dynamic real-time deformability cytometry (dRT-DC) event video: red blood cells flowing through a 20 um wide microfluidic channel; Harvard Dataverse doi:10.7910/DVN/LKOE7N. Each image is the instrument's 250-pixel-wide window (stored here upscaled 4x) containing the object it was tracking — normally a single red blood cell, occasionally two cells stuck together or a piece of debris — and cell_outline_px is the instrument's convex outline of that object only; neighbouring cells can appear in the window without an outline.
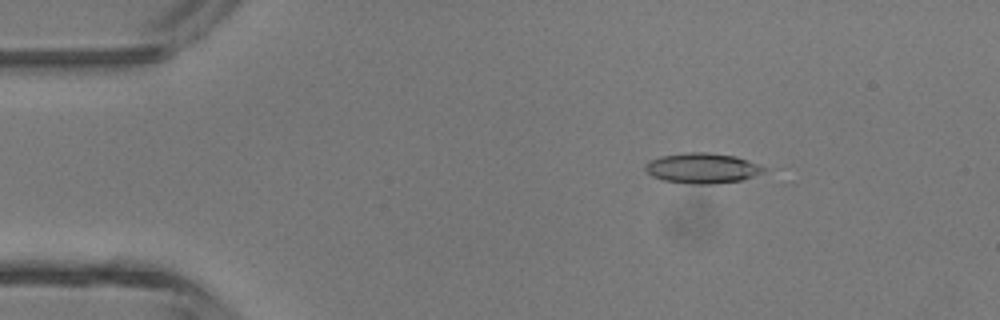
{"species": "common noctule bat (a hibernating species)", "species_latin": "Nyctalus noctula", "temperature_condition": "room temperature", "stored_images_in_passage": 44, "camera_frame_rate_fps": 3000, "um_per_image_px": 0.085, "animal": {"sex": "male", "body_mass_g": 13.3}, "frame": {"image": 1, "passage_image": 6, "time_ms": 1.667, "image_size_px": [1000, 320], "cell_outline_px": [[768, 168], [764, 172], [740, 180], [716, 184], [692, 184], [664, 180], [652, 176], [644, 168], [644, 164], [648, 160], [660, 156], [688, 152], [704, 152], [736, 156], [748, 160]], "centroid_in_image_um": [59.68, 14.29], "position_along_channel_um": 25.3, "area_um2": 20.98}}
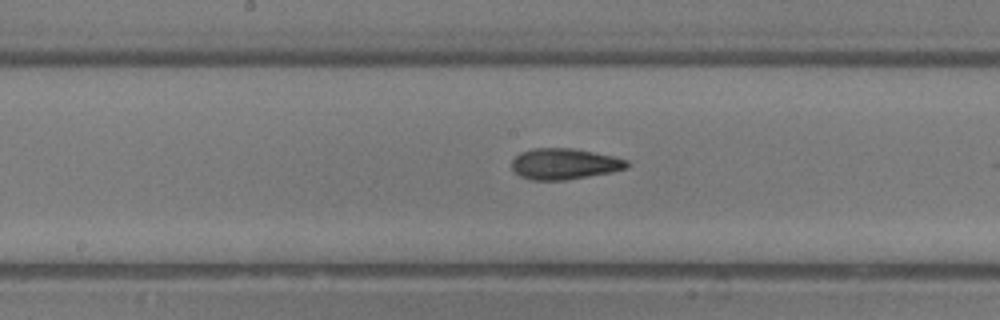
{"frame": {"image": 2, "passage_image": 22, "time_ms": 7.0, "image_size_px": [1000, 320], "cell_outline_px": [[628, 168], [612, 172], [564, 180], [532, 180], [520, 176], [512, 168], [512, 160], [520, 152], [532, 148], [572, 148], [612, 156], [628, 160]], "centroid_in_image_um": [47.96, 13.93], "position_along_channel_um": 200.2, "area_um2": 20.69}}
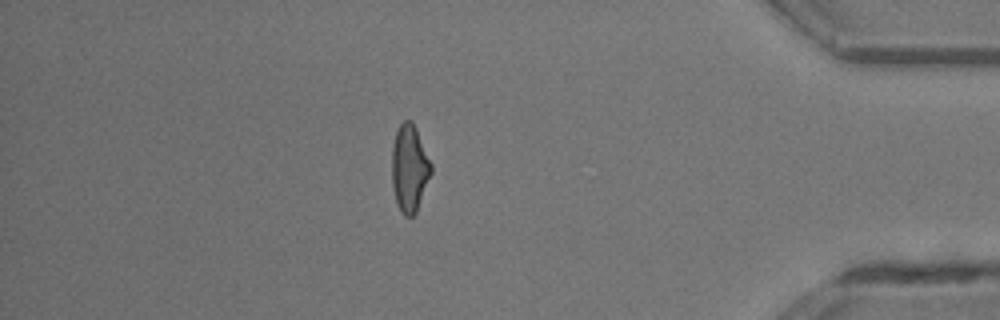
{"frame": {"image": 3, "passage_image": 38, "time_ms": 12.333, "image_size_px": [1000, 320], "cell_outline_px": [[432, 172], [416, 212], [412, 216], [404, 216], [400, 212], [396, 200], [392, 184], [392, 148], [396, 132], [400, 124], [404, 120], [412, 120], [416, 128], [432, 164]], "centroid_in_image_um": [34.81, 14.3], "position_along_channel_um": 400.4, "area_um2": 19.88}, "authors_computed_cell_mechanics": {"area_um2": 20.1722, "velocity_mm_per_s": 4.5392, "shape_relaxation_time_tau1_ms": 3.7904, "shape_relaxation_time_tau2_ms": 2.5386, "deformation_change_tau1": 0.1439, "deformation_change_tau2": 0.1239}}